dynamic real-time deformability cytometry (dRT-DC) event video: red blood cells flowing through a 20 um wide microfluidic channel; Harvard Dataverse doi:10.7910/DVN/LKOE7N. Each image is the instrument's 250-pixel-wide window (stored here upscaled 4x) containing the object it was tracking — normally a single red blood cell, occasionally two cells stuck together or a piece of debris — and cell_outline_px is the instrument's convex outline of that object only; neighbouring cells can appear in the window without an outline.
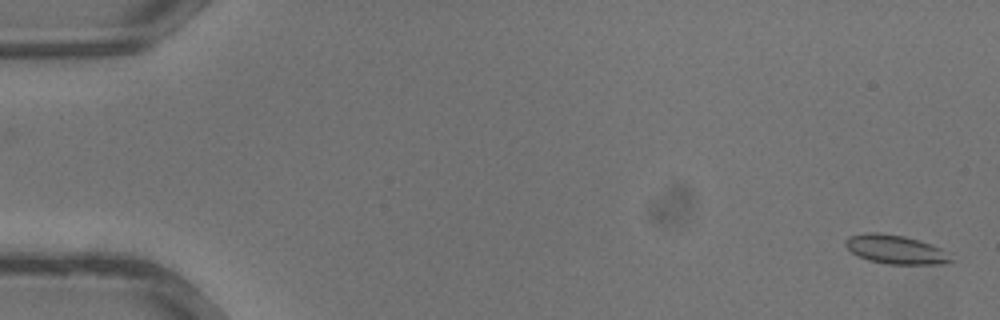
{"species": "common noctule bat (a hibernating species)", "species_latin": "Nyctalus noctula", "temperature_condition": "warm", "stored_images_in_passage": 35, "camera_frame_rate_fps": 3000, "um_per_image_px": 0.085, "animal": {"sex": "male", "body_mass_g": 13.3}, "frame": {"image": 1, "passage_image": 1, "time_ms": 0.0, "image_size_px": [1000, 320], "cell_outline_px": [[952, 260], [948, 264], [888, 264], [868, 260], [852, 252], [844, 244], [844, 240], [848, 236], [868, 232], [876, 232], [904, 236], [920, 240], [932, 244], [952, 252]], "centroid_in_image_um": [76.19, 21.2], "position_along_channel_um": 8.8, "area_um2": 18.03}}
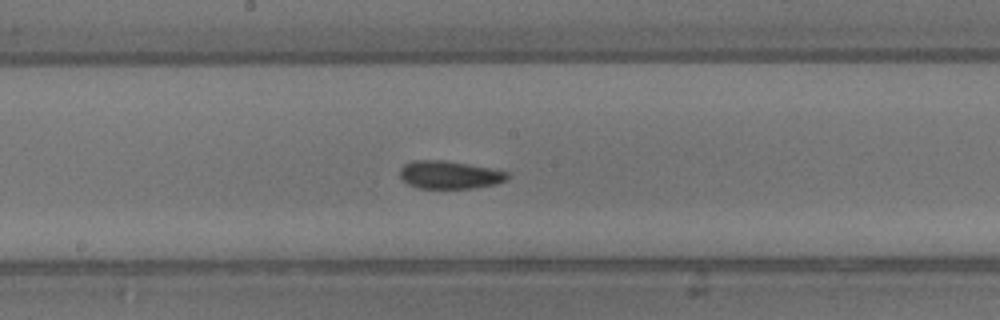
{"frame": {"image": 2, "passage_image": 19, "time_ms": 6.0, "image_size_px": [1000, 320], "cell_outline_px": [[508, 180], [496, 184], [472, 188], [420, 188], [408, 184], [400, 176], [400, 168], [404, 164], [412, 160], [444, 160], [468, 164], [508, 172]], "centroid_in_image_um": [38.2, 14.86], "position_along_channel_um": 210.0, "area_um2": 17.4}}
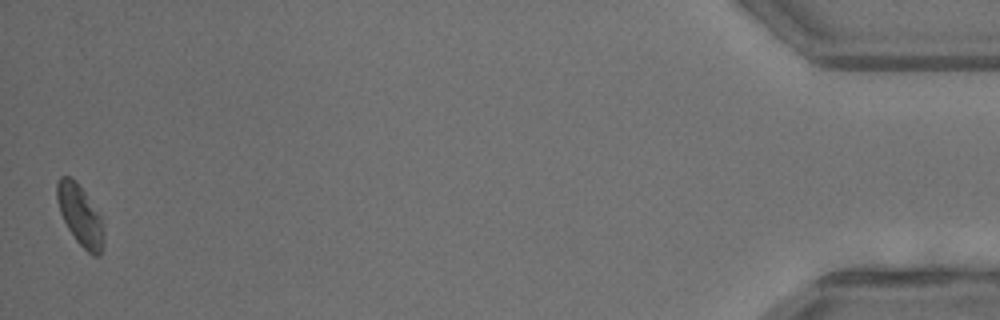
{"frame": {"image": 3, "passage_image": 35, "time_ms": 11.333, "image_size_px": [1000, 320], "cell_outline_px": [[104, 244], [100, 256], [92, 256], [76, 240], [68, 228], [60, 212], [56, 200], [56, 184], [60, 176], [72, 176], [76, 180], [100, 216], [104, 232]], "centroid_in_image_um": [6.8, 18.3], "position_along_channel_um": 428.4, "area_um2": 16.47}}